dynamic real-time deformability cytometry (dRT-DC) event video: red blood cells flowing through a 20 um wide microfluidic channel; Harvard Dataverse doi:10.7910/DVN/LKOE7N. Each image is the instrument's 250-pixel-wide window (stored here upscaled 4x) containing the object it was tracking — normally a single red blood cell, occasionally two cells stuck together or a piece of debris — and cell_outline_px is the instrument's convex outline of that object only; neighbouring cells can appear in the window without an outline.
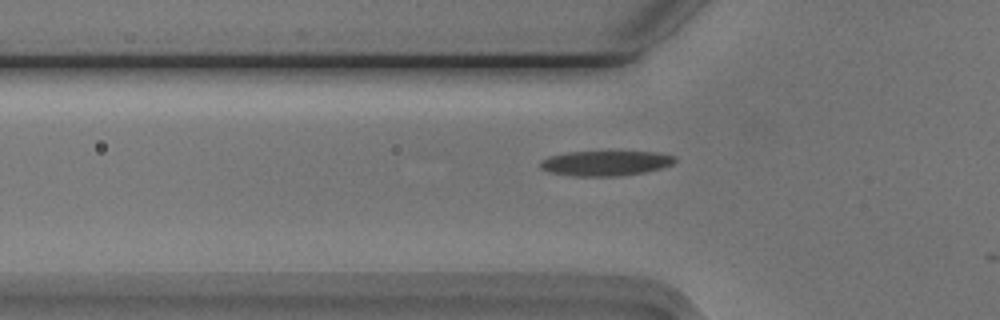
{"species": "Egyptian fruit bat (a non-hibernating species)", "species_latin": "Rousettus aegyptiacus", "temperature_condition": "cold", "stored_images_in_passage": 4, "camera_frame_rate_fps": 3000, "um_per_image_px": 0.085, "animal": {"sex": "male"}, "frame": {"image": 1, "passage_image": 2, "time_ms": 0.333, "image_size_px": [1000, 320], "cell_outline_px": [[676, 160], [672, 164], [660, 168], [644, 172], [620, 176], [572, 176], [548, 172], [540, 168], [540, 160], [548, 156], [568, 152], [656, 152], [676, 156]], "centroid_in_image_um": [51.43, 13.87], "position_along_channel_um": 74.4, "area_um2": 19.65}}